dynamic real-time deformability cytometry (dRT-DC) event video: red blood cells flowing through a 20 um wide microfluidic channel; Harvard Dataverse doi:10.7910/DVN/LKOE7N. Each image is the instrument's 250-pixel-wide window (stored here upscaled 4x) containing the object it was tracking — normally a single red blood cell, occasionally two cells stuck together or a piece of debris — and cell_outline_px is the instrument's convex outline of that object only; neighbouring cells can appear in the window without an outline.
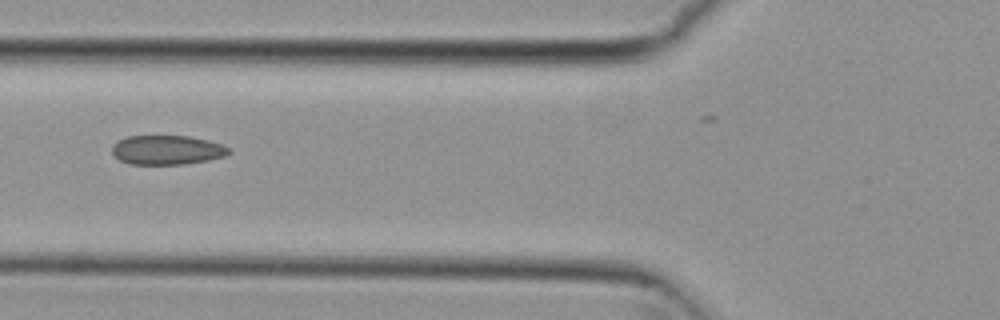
{"species": "common noctule bat (a hibernating species)", "species_latin": "Nyctalus noctula", "temperature_condition": "cold", "stored_images_in_passage": 8, "camera_frame_rate_fps": 3000, "um_per_image_px": 0.085, "animal": {"sex": "female", "body_mass_g": 29.2, "forearm_length_mm": 56.3}, "frame": {"image": 1, "passage_image": 6, "time_ms": 1.667, "image_size_px": [1000, 320], "cell_outline_px": [[232, 152], [224, 156], [208, 160], [184, 164], [128, 164], [120, 160], [112, 152], [112, 144], [116, 140], [128, 136], [188, 136], [208, 140], [224, 144]], "centroid_in_image_um": [14.19, 12.74], "position_along_channel_um": 111.6, "area_um2": 20.06}}
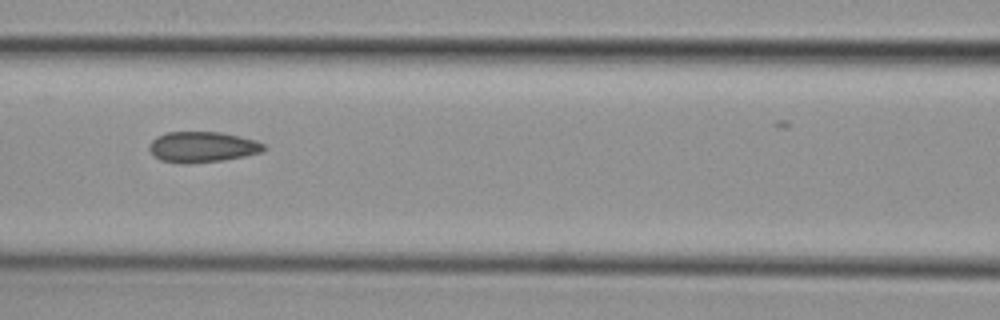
{"frame": {"image": 2, "passage_image": 7, "time_ms": 2.0, "image_size_px": [1000, 320], "cell_outline_px": [[268, 148], [260, 152], [244, 156], [224, 160], [188, 164], [180, 164], [160, 160], [152, 156], [148, 148], [148, 144], [156, 136], [168, 132], [220, 132], [240, 136], [256, 140], [264, 144]], "centroid_in_image_um": [17.16, 12.5], "position_along_channel_um": 149.4, "area_um2": 20.81}}
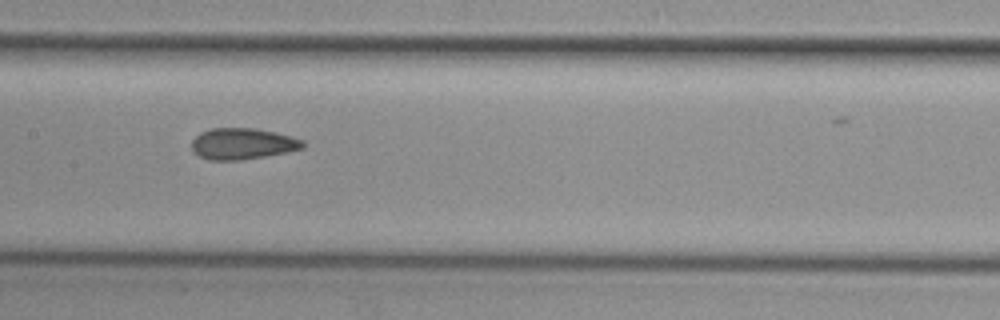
{"frame": {"image": 3, "passage_image": 8, "time_ms": 2.333, "image_size_px": [1000, 320], "cell_outline_px": [[304, 148], [288, 152], [240, 160], [208, 160], [200, 156], [192, 148], [192, 140], [200, 132], [212, 128], [256, 128], [276, 132], [304, 140]], "centroid_in_image_um": [20.64, 12.21], "position_along_channel_um": 186.8, "area_um2": 20.23}}